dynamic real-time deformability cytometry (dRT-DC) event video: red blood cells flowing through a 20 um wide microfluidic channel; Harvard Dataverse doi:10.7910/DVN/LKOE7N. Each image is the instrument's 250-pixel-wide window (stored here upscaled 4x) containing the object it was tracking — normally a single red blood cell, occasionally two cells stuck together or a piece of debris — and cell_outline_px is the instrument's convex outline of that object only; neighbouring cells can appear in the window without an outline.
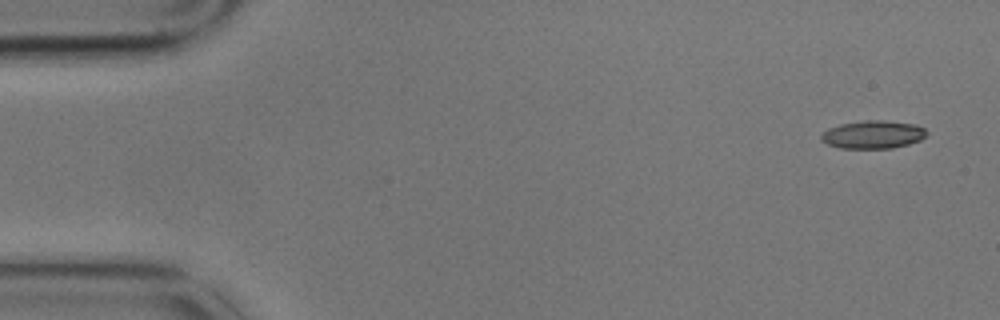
{"species": "common noctule bat (a hibernating species)", "species_latin": "Nyctalus noctula", "temperature_condition": "cold", "stored_images_in_passage": 4, "camera_frame_rate_fps": 3000, "um_per_image_px": 0.085, "animal": {"sex": "male", "body_mass_g": 17.9}, "frame": {"image": 1, "passage_image": 1, "time_ms": 0.0, "image_size_px": [1000, 320], "cell_outline_px": [[928, 132], [920, 140], [908, 144], [892, 148], [840, 148], [828, 144], [820, 140], [820, 136], [828, 128], [840, 124], [864, 120], [880, 120], [912, 124], [924, 128]], "centroid_in_image_um": [74.17, 11.44], "position_along_channel_um": 10.8, "area_um2": 17.05}}
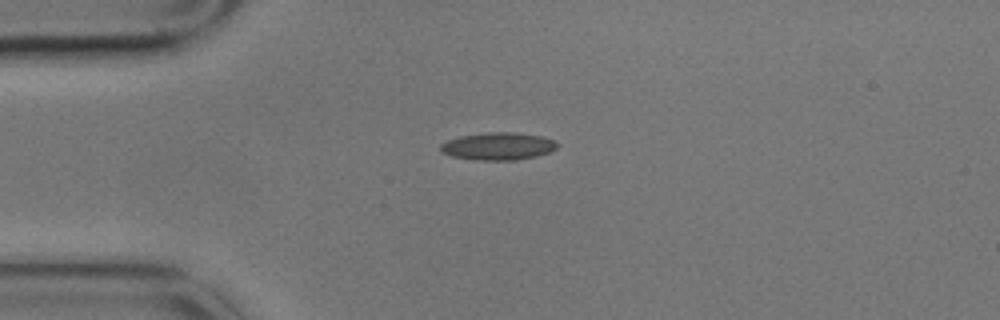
{"frame": {"image": 2, "passage_image": 4, "time_ms": 1.0, "image_size_px": [1000, 320], "cell_outline_px": [[560, 144], [556, 148], [548, 152], [536, 156], [516, 160], [476, 160], [452, 156], [440, 152], [440, 144], [448, 140], [460, 136], [488, 132], [512, 132], [540, 136], [556, 140]], "centroid_in_image_um": [42.34, 12.43], "position_along_channel_um": 42.7, "area_um2": 18.73}}